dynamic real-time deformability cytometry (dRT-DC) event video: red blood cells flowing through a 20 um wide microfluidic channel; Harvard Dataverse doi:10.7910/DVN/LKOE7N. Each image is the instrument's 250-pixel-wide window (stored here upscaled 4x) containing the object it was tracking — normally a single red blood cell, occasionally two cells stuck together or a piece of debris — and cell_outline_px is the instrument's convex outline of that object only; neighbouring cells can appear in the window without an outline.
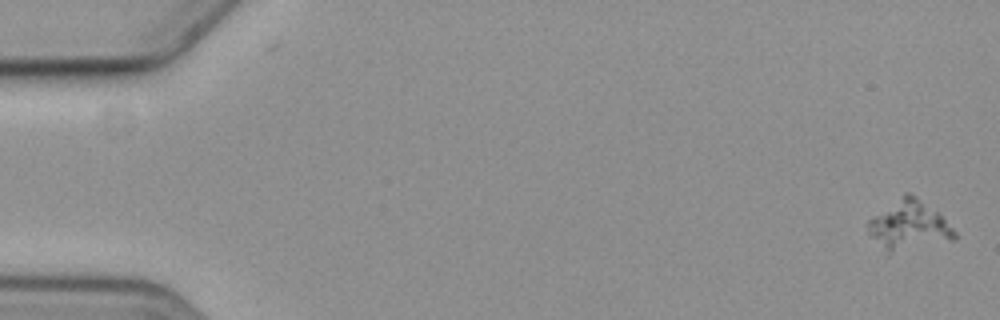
{"species": "common noctule bat (a hibernating species)", "species_latin": "Nyctalus noctula", "temperature_condition": "cold", "stored_images_in_passage": 8, "camera_frame_rate_fps": 3000, "um_per_image_px": 0.085, "animal": {"sex": "female", "body_mass_g": 19.3, "forearm_length_mm": 54.1}, "frame": {"image": 1, "passage_image": 1, "time_ms": 0.0, "image_size_px": [1000, 320], "cell_outline_px": [[956, 240], [888, 256], [868, 232], [868, 220], [872, 216], [904, 192], [908, 192], [916, 196], [936, 212], [956, 232]], "centroid_in_image_um": [77.23, 19.22], "position_along_channel_um": 7.8, "area_um2": 25.32}}